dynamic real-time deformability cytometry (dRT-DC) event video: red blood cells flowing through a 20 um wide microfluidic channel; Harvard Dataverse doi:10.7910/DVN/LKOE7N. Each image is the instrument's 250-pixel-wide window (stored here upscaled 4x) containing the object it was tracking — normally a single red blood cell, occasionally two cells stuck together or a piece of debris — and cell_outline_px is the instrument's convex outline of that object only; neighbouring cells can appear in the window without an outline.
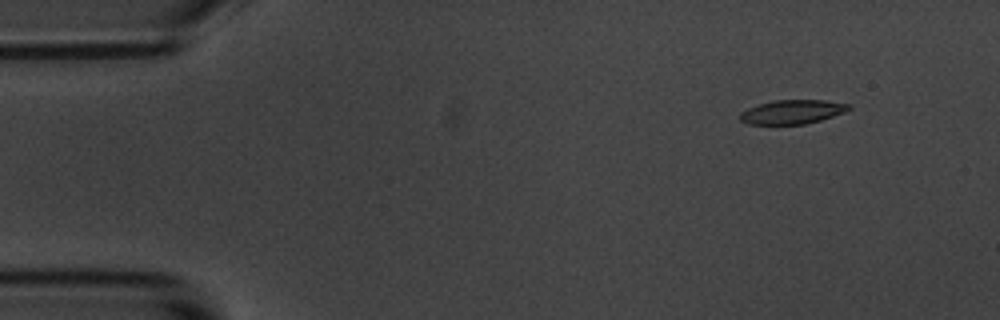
{"species": "common noctule bat (a hibernating species)", "species_latin": "Nyctalus noctula", "temperature_condition": "room temperature", "stored_images_in_passage": 5, "camera_frame_rate_fps": 3000, "um_per_image_px": 0.085, "animal": {"sex": "male", "body_mass_g": 20.1, "forearm_length_mm": 53.5}, "frame": {"image": 1, "passage_image": 2, "time_ms": 1.0, "image_size_px": [1000, 320], "cell_outline_px": [[852, 108], [844, 112], [820, 120], [804, 124], [748, 124], [740, 120], [740, 112], [748, 108], [772, 100], [824, 100], [852, 104]], "centroid_in_image_um": [67.36, 9.5], "position_along_channel_um": 17.6, "area_um2": 15.2}}
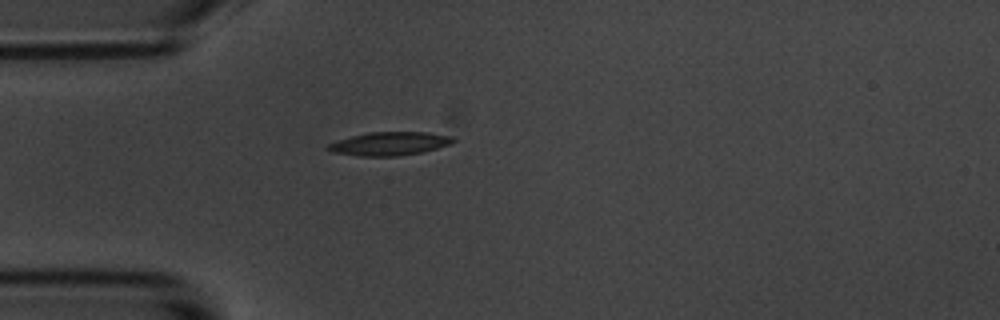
{"frame": {"image": 2, "passage_image": 4, "time_ms": 4.333, "image_size_px": [1000, 320], "cell_outline_px": [[456, 140], [452, 144], [420, 152], [396, 156], [360, 156], [332, 152], [324, 148], [328, 144], [352, 136], [368, 132], [428, 132], [452, 136]], "centroid_in_image_um": [33.12, 12.21], "position_along_channel_um": 51.9, "area_um2": 16.99}}